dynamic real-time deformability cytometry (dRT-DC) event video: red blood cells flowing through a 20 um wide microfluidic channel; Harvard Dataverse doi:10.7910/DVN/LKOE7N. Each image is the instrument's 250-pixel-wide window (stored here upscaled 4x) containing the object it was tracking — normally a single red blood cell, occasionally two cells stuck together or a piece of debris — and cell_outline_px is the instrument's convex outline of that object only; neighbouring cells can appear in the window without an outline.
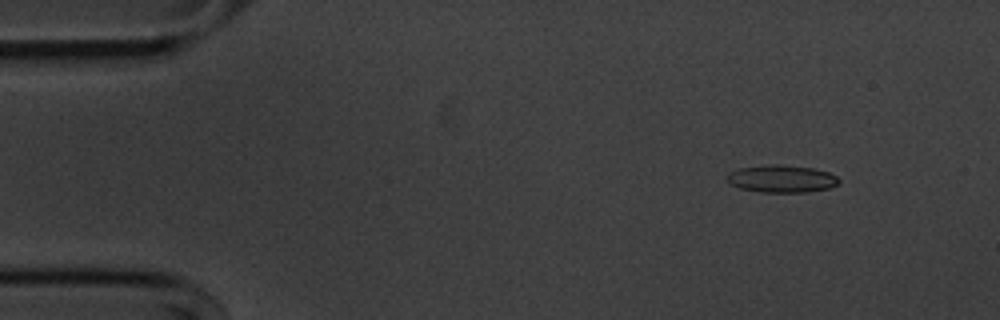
{"species": "common noctule bat (a hibernating species)", "species_latin": "Nyctalus noctula", "temperature_condition": "cold", "stored_images_in_passage": 54, "camera_frame_rate_fps": 3000, "um_per_image_px": 0.085, "animal": {"sex": "male", "body_mass_g": 20.1, "forearm_length_mm": 53.5}, "frame": {"image": 1, "passage_image": 5, "time_ms": 1.333, "image_size_px": [1000, 320], "cell_outline_px": [[840, 184], [832, 188], [804, 192], [760, 192], [740, 188], [732, 184], [728, 180], [728, 172], [740, 168], [768, 164], [780, 164], [812, 168], [828, 172], [836, 176], [840, 180]], "centroid_in_image_um": [66.48, 15.19], "position_along_channel_um": 18.5, "area_um2": 17.92}}
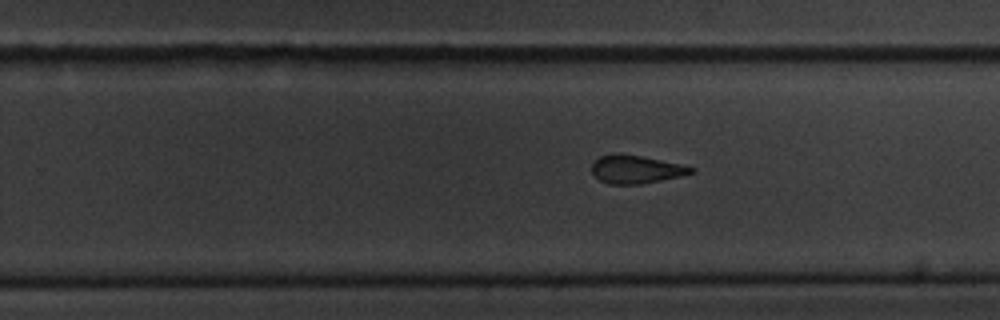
{"frame": {"image": 2, "passage_image": 33, "time_ms": 10.667, "image_size_px": [1000, 320], "cell_outline_px": [[696, 172], [680, 176], [640, 184], [608, 184], [600, 180], [592, 172], [592, 164], [600, 156], [612, 152], [616, 152], [640, 156], [680, 164], [696, 168]], "centroid_in_image_um": [54.04, 14.38], "position_along_channel_um": 275.8, "area_um2": 16.24}}
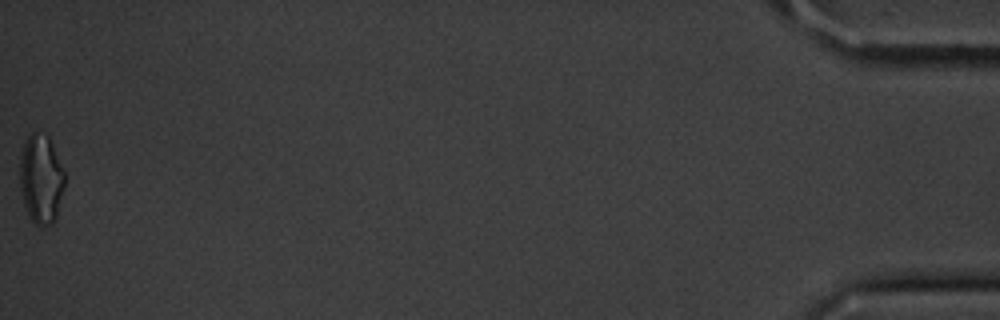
{"frame": {"image": 3, "passage_image": 54, "time_ms": 17.667, "image_size_px": [1000, 320], "cell_outline_px": [[64, 188], [56, 216], [52, 224], [44, 228], [40, 228], [32, 220], [24, 204], [20, 188], [20, 156], [24, 144], [28, 136], [32, 132], [36, 132], [48, 136], [52, 144], [64, 172]], "centroid_in_image_um": [3.48, 15.24], "position_along_channel_um": 431.7, "area_um2": 23.12}, "authors_computed_cell_mechanics": {"area_um2": 17.6868, "velocity_mm_per_s": 3.6398, "shape_relaxation_time_tau1_ms": 3.4849, "shape_relaxation_time_tau2_ms": 2.2268, "deformation_change_tau1": 0.1268, "deformation_change_tau2": 0.0876}}